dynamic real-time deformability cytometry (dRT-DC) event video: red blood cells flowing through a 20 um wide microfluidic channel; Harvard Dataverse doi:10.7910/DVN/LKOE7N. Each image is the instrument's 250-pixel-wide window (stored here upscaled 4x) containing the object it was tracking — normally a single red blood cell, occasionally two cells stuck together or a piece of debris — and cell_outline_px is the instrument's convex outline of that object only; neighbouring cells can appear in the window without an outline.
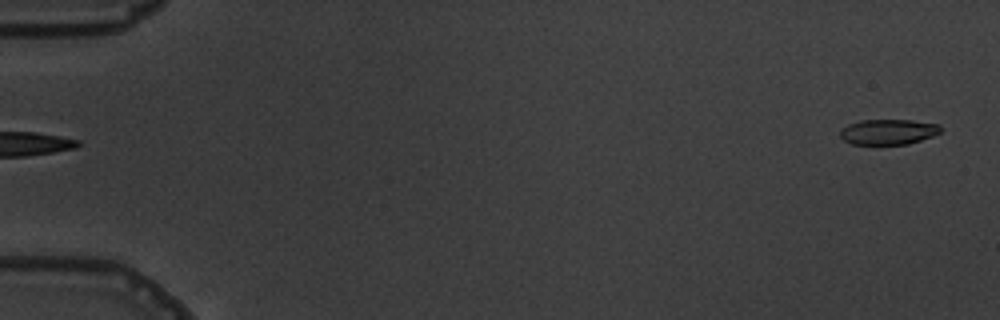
{"species": "common noctule bat (a hibernating species)", "species_latin": "Nyctalus noctula", "temperature_condition": "warm", "stored_images_in_passage": 4, "segment_of_instrument_passage": [2, 2], "camera_frame_rate_fps": 3000, "um_per_image_px": 0.085, "animal": {"sex": "male", "body_mass_g": 19.5, "forearm_length_mm": 54.6}, "frame": {"image": 1, "passage_image": 4, "time_ms": 3.667, "image_size_px": [1000, 320], "cell_outline_px": [[940, 132], [932, 136], [908, 144], [852, 144], [844, 140], [840, 136], [840, 132], [848, 124], [860, 120], [912, 120], [940, 124]], "centroid_in_image_um": [75.5, 11.2], "position_along_channel_um": 9.5, "area_um2": 14.74}}